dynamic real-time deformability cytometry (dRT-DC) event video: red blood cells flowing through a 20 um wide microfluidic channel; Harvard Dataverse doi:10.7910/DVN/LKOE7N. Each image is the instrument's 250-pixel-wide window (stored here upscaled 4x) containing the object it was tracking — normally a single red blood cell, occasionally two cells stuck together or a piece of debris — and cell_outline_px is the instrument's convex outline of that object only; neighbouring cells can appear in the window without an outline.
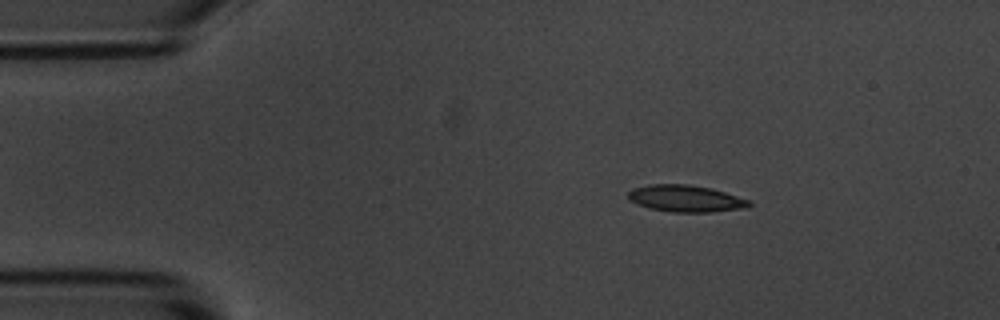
{"species": "common noctule bat (a hibernating species)", "species_latin": "Nyctalus noctula", "temperature_condition": "room temperature", "stored_images_in_passage": 4, "camera_frame_rate_fps": 3000, "um_per_image_px": 0.085, "animal": {"sex": "male", "body_mass_g": 20.1, "forearm_length_mm": 53.5}, "frame": {"image": 1, "passage_image": 2, "time_ms": 1.333, "image_size_px": [1000, 320], "cell_outline_px": [[752, 204], [748, 208], [712, 212], [672, 212], [648, 208], [628, 200], [628, 192], [632, 188], [652, 184], [688, 184], [712, 188], [752, 200]], "centroid_in_image_um": [58.33, 16.88], "position_along_channel_um": 26.7, "area_um2": 19.19}}
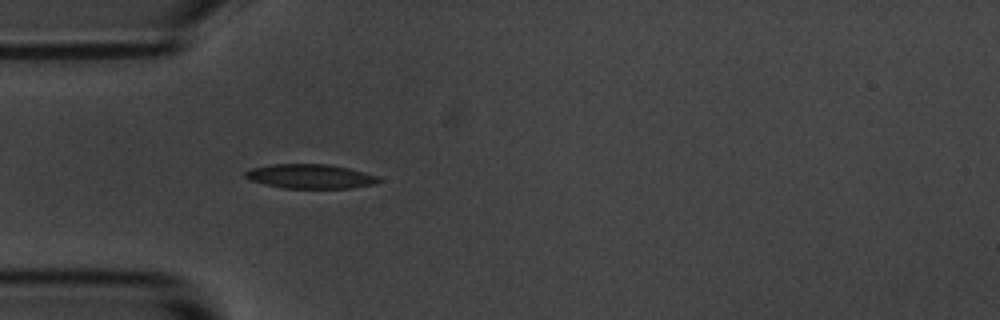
{"frame": {"image": 2, "passage_image": 4, "time_ms": 3.667, "image_size_px": [1000, 320], "cell_outline_px": [[384, 180], [372, 184], [352, 188], [284, 188], [264, 184], [248, 180], [244, 176], [244, 172], [252, 168], [272, 164], [328, 164], [348, 168], [364, 172], [376, 176]], "centroid_in_image_um": [26.35, 14.99], "position_along_channel_um": 58.7, "area_um2": 18.9}}